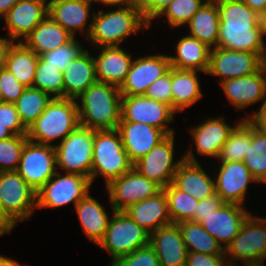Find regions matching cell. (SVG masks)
<instances>
[{"label":"cell","mask_w":266,"mask_h":266,"mask_svg":"<svg viewBox=\"0 0 266 266\" xmlns=\"http://www.w3.org/2000/svg\"><path fill=\"white\" fill-rule=\"evenodd\" d=\"M220 26L217 47L258 54L266 62L259 14L242 0H215Z\"/></svg>","instance_id":"obj_1"},{"label":"cell","mask_w":266,"mask_h":266,"mask_svg":"<svg viewBox=\"0 0 266 266\" xmlns=\"http://www.w3.org/2000/svg\"><path fill=\"white\" fill-rule=\"evenodd\" d=\"M76 102L80 126L93 130L117 129L122 110V94L119 87L96 82L89 86Z\"/></svg>","instance_id":"obj_2"},{"label":"cell","mask_w":266,"mask_h":266,"mask_svg":"<svg viewBox=\"0 0 266 266\" xmlns=\"http://www.w3.org/2000/svg\"><path fill=\"white\" fill-rule=\"evenodd\" d=\"M119 9L92 14V28L88 36L90 42L98 47H118L123 40L150 27L139 10L133 5H121Z\"/></svg>","instance_id":"obj_3"},{"label":"cell","mask_w":266,"mask_h":266,"mask_svg":"<svg viewBox=\"0 0 266 266\" xmlns=\"http://www.w3.org/2000/svg\"><path fill=\"white\" fill-rule=\"evenodd\" d=\"M77 102L75 99L53 98L45 111L27 129L30 141L50 145L61 141L79 126Z\"/></svg>","instance_id":"obj_4"},{"label":"cell","mask_w":266,"mask_h":266,"mask_svg":"<svg viewBox=\"0 0 266 266\" xmlns=\"http://www.w3.org/2000/svg\"><path fill=\"white\" fill-rule=\"evenodd\" d=\"M123 147L117 129L96 130L93 144L91 182L98 176H104L106 185L133 168Z\"/></svg>","instance_id":"obj_5"},{"label":"cell","mask_w":266,"mask_h":266,"mask_svg":"<svg viewBox=\"0 0 266 266\" xmlns=\"http://www.w3.org/2000/svg\"><path fill=\"white\" fill-rule=\"evenodd\" d=\"M104 237L97 244L112 255V263L149 245L150 234L124 211H113Z\"/></svg>","instance_id":"obj_6"},{"label":"cell","mask_w":266,"mask_h":266,"mask_svg":"<svg viewBox=\"0 0 266 266\" xmlns=\"http://www.w3.org/2000/svg\"><path fill=\"white\" fill-rule=\"evenodd\" d=\"M95 132L79 125L60 144L53 145L57 168L62 167L66 173L80 174L91 180Z\"/></svg>","instance_id":"obj_7"},{"label":"cell","mask_w":266,"mask_h":266,"mask_svg":"<svg viewBox=\"0 0 266 266\" xmlns=\"http://www.w3.org/2000/svg\"><path fill=\"white\" fill-rule=\"evenodd\" d=\"M224 253L228 266L238 265L239 260L244 263L264 262L263 259L266 258V219L250 214ZM227 253L230 255L229 259Z\"/></svg>","instance_id":"obj_8"},{"label":"cell","mask_w":266,"mask_h":266,"mask_svg":"<svg viewBox=\"0 0 266 266\" xmlns=\"http://www.w3.org/2000/svg\"><path fill=\"white\" fill-rule=\"evenodd\" d=\"M92 182L80 174L56 172L38 191L36 208H57L71 202L74 207L88 194Z\"/></svg>","instance_id":"obj_9"},{"label":"cell","mask_w":266,"mask_h":266,"mask_svg":"<svg viewBox=\"0 0 266 266\" xmlns=\"http://www.w3.org/2000/svg\"><path fill=\"white\" fill-rule=\"evenodd\" d=\"M0 202L15 223L24 221L37 207V191L17 171H3L0 172Z\"/></svg>","instance_id":"obj_10"},{"label":"cell","mask_w":266,"mask_h":266,"mask_svg":"<svg viewBox=\"0 0 266 266\" xmlns=\"http://www.w3.org/2000/svg\"><path fill=\"white\" fill-rule=\"evenodd\" d=\"M106 188L113 211H124L162 190L160 185L149 180L134 168L110 181Z\"/></svg>","instance_id":"obj_11"},{"label":"cell","mask_w":266,"mask_h":266,"mask_svg":"<svg viewBox=\"0 0 266 266\" xmlns=\"http://www.w3.org/2000/svg\"><path fill=\"white\" fill-rule=\"evenodd\" d=\"M57 171L54 146L27 140L17 172L38 191Z\"/></svg>","instance_id":"obj_12"},{"label":"cell","mask_w":266,"mask_h":266,"mask_svg":"<svg viewBox=\"0 0 266 266\" xmlns=\"http://www.w3.org/2000/svg\"><path fill=\"white\" fill-rule=\"evenodd\" d=\"M175 112L170 105L146 95L122 96L121 121L147 124L161 129L167 135L174 134L167 124L173 121Z\"/></svg>","instance_id":"obj_13"},{"label":"cell","mask_w":266,"mask_h":266,"mask_svg":"<svg viewBox=\"0 0 266 266\" xmlns=\"http://www.w3.org/2000/svg\"><path fill=\"white\" fill-rule=\"evenodd\" d=\"M173 159L174 134L168 135L145 156L137 160L133 164V168L164 188L173 182L174 175L184 158L182 157L174 163Z\"/></svg>","instance_id":"obj_14"},{"label":"cell","mask_w":266,"mask_h":266,"mask_svg":"<svg viewBox=\"0 0 266 266\" xmlns=\"http://www.w3.org/2000/svg\"><path fill=\"white\" fill-rule=\"evenodd\" d=\"M266 62L256 53L216 47L210 51L207 74L225 80L256 73Z\"/></svg>","instance_id":"obj_15"},{"label":"cell","mask_w":266,"mask_h":266,"mask_svg":"<svg viewBox=\"0 0 266 266\" xmlns=\"http://www.w3.org/2000/svg\"><path fill=\"white\" fill-rule=\"evenodd\" d=\"M167 55L156 54L133 60L125 81L119 87L122 96L145 95L149 86L170 69Z\"/></svg>","instance_id":"obj_16"},{"label":"cell","mask_w":266,"mask_h":266,"mask_svg":"<svg viewBox=\"0 0 266 266\" xmlns=\"http://www.w3.org/2000/svg\"><path fill=\"white\" fill-rule=\"evenodd\" d=\"M250 215L244 206L235 203H224L209 216L203 217L200 223L213 236L224 250L240 232L241 226Z\"/></svg>","instance_id":"obj_17"},{"label":"cell","mask_w":266,"mask_h":266,"mask_svg":"<svg viewBox=\"0 0 266 266\" xmlns=\"http://www.w3.org/2000/svg\"><path fill=\"white\" fill-rule=\"evenodd\" d=\"M215 180V192L225 203L243 205L248 184L256 182L248 167L239 161L221 162Z\"/></svg>","instance_id":"obj_18"},{"label":"cell","mask_w":266,"mask_h":266,"mask_svg":"<svg viewBox=\"0 0 266 266\" xmlns=\"http://www.w3.org/2000/svg\"><path fill=\"white\" fill-rule=\"evenodd\" d=\"M172 184L198 201L215 193V180L206 174L193 152L189 149L183 155Z\"/></svg>","instance_id":"obj_19"},{"label":"cell","mask_w":266,"mask_h":266,"mask_svg":"<svg viewBox=\"0 0 266 266\" xmlns=\"http://www.w3.org/2000/svg\"><path fill=\"white\" fill-rule=\"evenodd\" d=\"M117 130L129 159L135 163L168 135L153 126L130 121H120Z\"/></svg>","instance_id":"obj_20"},{"label":"cell","mask_w":266,"mask_h":266,"mask_svg":"<svg viewBox=\"0 0 266 266\" xmlns=\"http://www.w3.org/2000/svg\"><path fill=\"white\" fill-rule=\"evenodd\" d=\"M236 109L266 100V63L254 74L228 79L220 83Z\"/></svg>","instance_id":"obj_21"},{"label":"cell","mask_w":266,"mask_h":266,"mask_svg":"<svg viewBox=\"0 0 266 266\" xmlns=\"http://www.w3.org/2000/svg\"><path fill=\"white\" fill-rule=\"evenodd\" d=\"M47 15L46 0H19L3 18L10 38L22 42Z\"/></svg>","instance_id":"obj_22"},{"label":"cell","mask_w":266,"mask_h":266,"mask_svg":"<svg viewBox=\"0 0 266 266\" xmlns=\"http://www.w3.org/2000/svg\"><path fill=\"white\" fill-rule=\"evenodd\" d=\"M149 245L154 249L160 266H186L188 249L177 223H171L152 232Z\"/></svg>","instance_id":"obj_23"},{"label":"cell","mask_w":266,"mask_h":266,"mask_svg":"<svg viewBox=\"0 0 266 266\" xmlns=\"http://www.w3.org/2000/svg\"><path fill=\"white\" fill-rule=\"evenodd\" d=\"M124 212L149 234L172 223L164 190L128 207Z\"/></svg>","instance_id":"obj_24"},{"label":"cell","mask_w":266,"mask_h":266,"mask_svg":"<svg viewBox=\"0 0 266 266\" xmlns=\"http://www.w3.org/2000/svg\"><path fill=\"white\" fill-rule=\"evenodd\" d=\"M91 5L89 0H50L48 2V15L71 36L75 37V31L79 30L87 32L88 38L92 28V21L87 28L86 24Z\"/></svg>","instance_id":"obj_25"},{"label":"cell","mask_w":266,"mask_h":266,"mask_svg":"<svg viewBox=\"0 0 266 266\" xmlns=\"http://www.w3.org/2000/svg\"><path fill=\"white\" fill-rule=\"evenodd\" d=\"M97 82L109 83L120 87L125 81L131 64L132 55L118 47H102L94 58Z\"/></svg>","instance_id":"obj_26"},{"label":"cell","mask_w":266,"mask_h":266,"mask_svg":"<svg viewBox=\"0 0 266 266\" xmlns=\"http://www.w3.org/2000/svg\"><path fill=\"white\" fill-rule=\"evenodd\" d=\"M234 127L225 123L224 118H211L198 126L191 128L196 151L200 155L218 157L222 146L228 140Z\"/></svg>","instance_id":"obj_27"},{"label":"cell","mask_w":266,"mask_h":266,"mask_svg":"<svg viewBox=\"0 0 266 266\" xmlns=\"http://www.w3.org/2000/svg\"><path fill=\"white\" fill-rule=\"evenodd\" d=\"M64 98L77 99L89 86L97 82L95 61L88 50L73 59L63 71Z\"/></svg>","instance_id":"obj_28"},{"label":"cell","mask_w":266,"mask_h":266,"mask_svg":"<svg viewBox=\"0 0 266 266\" xmlns=\"http://www.w3.org/2000/svg\"><path fill=\"white\" fill-rule=\"evenodd\" d=\"M176 45L177 55L168 56L171 67L207 73L210 47L191 36L182 37Z\"/></svg>","instance_id":"obj_29"},{"label":"cell","mask_w":266,"mask_h":266,"mask_svg":"<svg viewBox=\"0 0 266 266\" xmlns=\"http://www.w3.org/2000/svg\"><path fill=\"white\" fill-rule=\"evenodd\" d=\"M72 38L60 24L47 15L22 42L39 56L55 50Z\"/></svg>","instance_id":"obj_30"},{"label":"cell","mask_w":266,"mask_h":266,"mask_svg":"<svg viewBox=\"0 0 266 266\" xmlns=\"http://www.w3.org/2000/svg\"><path fill=\"white\" fill-rule=\"evenodd\" d=\"M81 226L87 238L98 244L104 237L109 216L103 206L89 193L75 206Z\"/></svg>","instance_id":"obj_31"},{"label":"cell","mask_w":266,"mask_h":266,"mask_svg":"<svg viewBox=\"0 0 266 266\" xmlns=\"http://www.w3.org/2000/svg\"><path fill=\"white\" fill-rule=\"evenodd\" d=\"M187 24L191 33L189 36L197 38L211 49L217 47L220 19L215 0H205Z\"/></svg>","instance_id":"obj_32"},{"label":"cell","mask_w":266,"mask_h":266,"mask_svg":"<svg viewBox=\"0 0 266 266\" xmlns=\"http://www.w3.org/2000/svg\"><path fill=\"white\" fill-rule=\"evenodd\" d=\"M197 72L171 67L172 108L176 112L183 111L202 98Z\"/></svg>","instance_id":"obj_33"},{"label":"cell","mask_w":266,"mask_h":266,"mask_svg":"<svg viewBox=\"0 0 266 266\" xmlns=\"http://www.w3.org/2000/svg\"><path fill=\"white\" fill-rule=\"evenodd\" d=\"M38 59L39 56L24 42H17L8 53L5 68L26 88L33 87Z\"/></svg>","instance_id":"obj_34"},{"label":"cell","mask_w":266,"mask_h":266,"mask_svg":"<svg viewBox=\"0 0 266 266\" xmlns=\"http://www.w3.org/2000/svg\"><path fill=\"white\" fill-rule=\"evenodd\" d=\"M178 225L188 252L225 254L223 246L200 223L183 221Z\"/></svg>","instance_id":"obj_35"},{"label":"cell","mask_w":266,"mask_h":266,"mask_svg":"<svg viewBox=\"0 0 266 266\" xmlns=\"http://www.w3.org/2000/svg\"><path fill=\"white\" fill-rule=\"evenodd\" d=\"M53 96L34 87L24 89L22 95L14 103L23 125L28 127L45 111Z\"/></svg>","instance_id":"obj_36"},{"label":"cell","mask_w":266,"mask_h":266,"mask_svg":"<svg viewBox=\"0 0 266 266\" xmlns=\"http://www.w3.org/2000/svg\"><path fill=\"white\" fill-rule=\"evenodd\" d=\"M241 119L242 121L238 122L220 150L217 157L220 162H243L248 145H252V125L247 120Z\"/></svg>","instance_id":"obj_37"},{"label":"cell","mask_w":266,"mask_h":266,"mask_svg":"<svg viewBox=\"0 0 266 266\" xmlns=\"http://www.w3.org/2000/svg\"><path fill=\"white\" fill-rule=\"evenodd\" d=\"M162 189L167 197L172 223L178 224L183 221H190L194 217L198 200L180 191L172 183Z\"/></svg>","instance_id":"obj_38"},{"label":"cell","mask_w":266,"mask_h":266,"mask_svg":"<svg viewBox=\"0 0 266 266\" xmlns=\"http://www.w3.org/2000/svg\"><path fill=\"white\" fill-rule=\"evenodd\" d=\"M243 163L256 182L266 183V134L252 126V145H248Z\"/></svg>","instance_id":"obj_39"},{"label":"cell","mask_w":266,"mask_h":266,"mask_svg":"<svg viewBox=\"0 0 266 266\" xmlns=\"http://www.w3.org/2000/svg\"><path fill=\"white\" fill-rule=\"evenodd\" d=\"M33 87L49 93L53 98H64L63 71L40 57L36 67Z\"/></svg>","instance_id":"obj_40"},{"label":"cell","mask_w":266,"mask_h":266,"mask_svg":"<svg viewBox=\"0 0 266 266\" xmlns=\"http://www.w3.org/2000/svg\"><path fill=\"white\" fill-rule=\"evenodd\" d=\"M27 135H13L0 140V172L17 171Z\"/></svg>","instance_id":"obj_41"},{"label":"cell","mask_w":266,"mask_h":266,"mask_svg":"<svg viewBox=\"0 0 266 266\" xmlns=\"http://www.w3.org/2000/svg\"><path fill=\"white\" fill-rule=\"evenodd\" d=\"M204 3L202 0H174L158 17L166 15L169 25L178 27L187 24Z\"/></svg>","instance_id":"obj_42"},{"label":"cell","mask_w":266,"mask_h":266,"mask_svg":"<svg viewBox=\"0 0 266 266\" xmlns=\"http://www.w3.org/2000/svg\"><path fill=\"white\" fill-rule=\"evenodd\" d=\"M75 39L76 38L73 37L66 44L55 50L45 52L39 55V57L59 70L64 71L70 62L84 51L83 47Z\"/></svg>","instance_id":"obj_43"},{"label":"cell","mask_w":266,"mask_h":266,"mask_svg":"<svg viewBox=\"0 0 266 266\" xmlns=\"http://www.w3.org/2000/svg\"><path fill=\"white\" fill-rule=\"evenodd\" d=\"M111 266H160L154 249L147 245L117 259Z\"/></svg>","instance_id":"obj_44"},{"label":"cell","mask_w":266,"mask_h":266,"mask_svg":"<svg viewBox=\"0 0 266 266\" xmlns=\"http://www.w3.org/2000/svg\"><path fill=\"white\" fill-rule=\"evenodd\" d=\"M26 87L5 67L0 68V89L4 102L15 103Z\"/></svg>","instance_id":"obj_45"},{"label":"cell","mask_w":266,"mask_h":266,"mask_svg":"<svg viewBox=\"0 0 266 266\" xmlns=\"http://www.w3.org/2000/svg\"><path fill=\"white\" fill-rule=\"evenodd\" d=\"M0 124L5 126L13 135H27V128L21 122L13 103L3 102L0 104Z\"/></svg>","instance_id":"obj_46"},{"label":"cell","mask_w":266,"mask_h":266,"mask_svg":"<svg viewBox=\"0 0 266 266\" xmlns=\"http://www.w3.org/2000/svg\"><path fill=\"white\" fill-rule=\"evenodd\" d=\"M171 67L160 78L155 80L148 88L145 95L153 100L165 103L172 107V91H171Z\"/></svg>","instance_id":"obj_47"},{"label":"cell","mask_w":266,"mask_h":266,"mask_svg":"<svg viewBox=\"0 0 266 266\" xmlns=\"http://www.w3.org/2000/svg\"><path fill=\"white\" fill-rule=\"evenodd\" d=\"M174 0H132V4L140 11L144 19L151 26V21L158 18L159 14Z\"/></svg>","instance_id":"obj_48"},{"label":"cell","mask_w":266,"mask_h":266,"mask_svg":"<svg viewBox=\"0 0 266 266\" xmlns=\"http://www.w3.org/2000/svg\"><path fill=\"white\" fill-rule=\"evenodd\" d=\"M186 266H228L225 254L188 252Z\"/></svg>","instance_id":"obj_49"},{"label":"cell","mask_w":266,"mask_h":266,"mask_svg":"<svg viewBox=\"0 0 266 266\" xmlns=\"http://www.w3.org/2000/svg\"><path fill=\"white\" fill-rule=\"evenodd\" d=\"M225 202L215 192L213 195L198 201L194 217L190 220L201 223L203 217L209 216L213 211L218 210Z\"/></svg>","instance_id":"obj_50"},{"label":"cell","mask_w":266,"mask_h":266,"mask_svg":"<svg viewBox=\"0 0 266 266\" xmlns=\"http://www.w3.org/2000/svg\"><path fill=\"white\" fill-rule=\"evenodd\" d=\"M244 120H247L258 131L266 134V100L262 102L259 111L250 114V117H245Z\"/></svg>","instance_id":"obj_51"},{"label":"cell","mask_w":266,"mask_h":266,"mask_svg":"<svg viewBox=\"0 0 266 266\" xmlns=\"http://www.w3.org/2000/svg\"><path fill=\"white\" fill-rule=\"evenodd\" d=\"M16 226V223L7 215L3 205L0 202V236L10 231Z\"/></svg>","instance_id":"obj_52"},{"label":"cell","mask_w":266,"mask_h":266,"mask_svg":"<svg viewBox=\"0 0 266 266\" xmlns=\"http://www.w3.org/2000/svg\"><path fill=\"white\" fill-rule=\"evenodd\" d=\"M13 39L1 38L0 37V68L5 67V63L8 57V53L11 47L14 45Z\"/></svg>","instance_id":"obj_53"},{"label":"cell","mask_w":266,"mask_h":266,"mask_svg":"<svg viewBox=\"0 0 266 266\" xmlns=\"http://www.w3.org/2000/svg\"><path fill=\"white\" fill-rule=\"evenodd\" d=\"M252 10L256 11L259 15L266 10V0H242Z\"/></svg>","instance_id":"obj_54"},{"label":"cell","mask_w":266,"mask_h":266,"mask_svg":"<svg viewBox=\"0 0 266 266\" xmlns=\"http://www.w3.org/2000/svg\"><path fill=\"white\" fill-rule=\"evenodd\" d=\"M19 0H0V19L4 17Z\"/></svg>","instance_id":"obj_55"},{"label":"cell","mask_w":266,"mask_h":266,"mask_svg":"<svg viewBox=\"0 0 266 266\" xmlns=\"http://www.w3.org/2000/svg\"><path fill=\"white\" fill-rule=\"evenodd\" d=\"M0 266H23V265H20L16 260H12L0 255Z\"/></svg>","instance_id":"obj_56"},{"label":"cell","mask_w":266,"mask_h":266,"mask_svg":"<svg viewBox=\"0 0 266 266\" xmlns=\"http://www.w3.org/2000/svg\"><path fill=\"white\" fill-rule=\"evenodd\" d=\"M13 134L3 125L0 124V140L12 137Z\"/></svg>","instance_id":"obj_57"},{"label":"cell","mask_w":266,"mask_h":266,"mask_svg":"<svg viewBox=\"0 0 266 266\" xmlns=\"http://www.w3.org/2000/svg\"><path fill=\"white\" fill-rule=\"evenodd\" d=\"M263 37L266 35V10L259 15Z\"/></svg>","instance_id":"obj_58"},{"label":"cell","mask_w":266,"mask_h":266,"mask_svg":"<svg viewBox=\"0 0 266 266\" xmlns=\"http://www.w3.org/2000/svg\"><path fill=\"white\" fill-rule=\"evenodd\" d=\"M132 0H112V5H131Z\"/></svg>","instance_id":"obj_59"},{"label":"cell","mask_w":266,"mask_h":266,"mask_svg":"<svg viewBox=\"0 0 266 266\" xmlns=\"http://www.w3.org/2000/svg\"><path fill=\"white\" fill-rule=\"evenodd\" d=\"M91 3L92 2H101L104 5L112 6V0H89Z\"/></svg>","instance_id":"obj_60"},{"label":"cell","mask_w":266,"mask_h":266,"mask_svg":"<svg viewBox=\"0 0 266 266\" xmlns=\"http://www.w3.org/2000/svg\"><path fill=\"white\" fill-rule=\"evenodd\" d=\"M263 264L264 262H250V263H245L244 266H264ZM235 266H239V265H235Z\"/></svg>","instance_id":"obj_61"},{"label":"cell","mask_w":266,"mask_h":266,"mask_svg":"<svg viewBox=\"0 0 266 266\" xmlns=\"http://www.w3.org/2000/svg\"><path fill=\"white\" fill-rule=\"evenodd\" d=\"M4 102V98L2 95V90L0 89V104Z\"/></svg>","instance_id":"obj_62"}]
</instances>
